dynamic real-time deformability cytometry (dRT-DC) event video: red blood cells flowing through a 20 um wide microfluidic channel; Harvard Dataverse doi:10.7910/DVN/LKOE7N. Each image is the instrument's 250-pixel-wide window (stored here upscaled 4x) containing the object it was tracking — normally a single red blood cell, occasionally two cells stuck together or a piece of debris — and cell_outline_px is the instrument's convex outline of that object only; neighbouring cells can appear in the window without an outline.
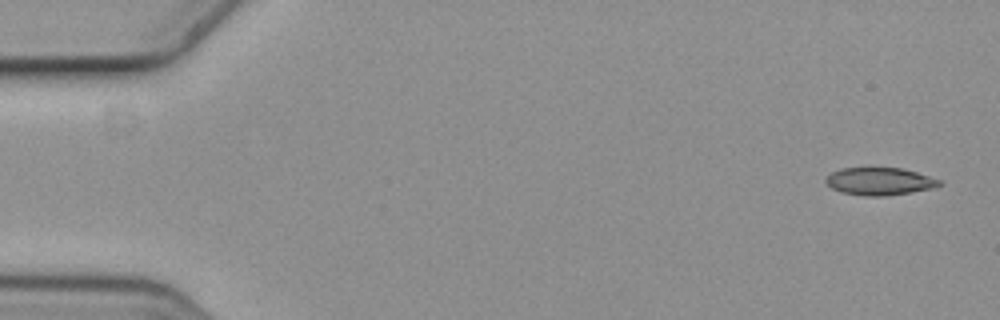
{"species": "common noctule bat (a hibernating species)", "species_latin": "Nyctalus noctula", "temperature_condition": "cold", "stored_images_in_passage": 15, "camera_frame_rate_fps": 3000, "um_per_image_px": 0.085, "animal": {"sex": "female", "body_mass_g": 19.3, "forearm_length_mm": 54.1}, "frame": {"image": 1, "passage_image": 1, "time_ms": 0.0, "image_size_px": [1000, 320], "cell_outline_px": [[944, 184], [936, 188], [912, 192], [884, 196], [864, 196], [840, 192], [832, 188], [824, 180], [832, 172], [840, 168], [900, 168], [916, 172], [940, 180]], "centroid_in_image_um": [74.79, 15.42], "position_along_channel_um": 10.2, "area_um2": 18.26}}
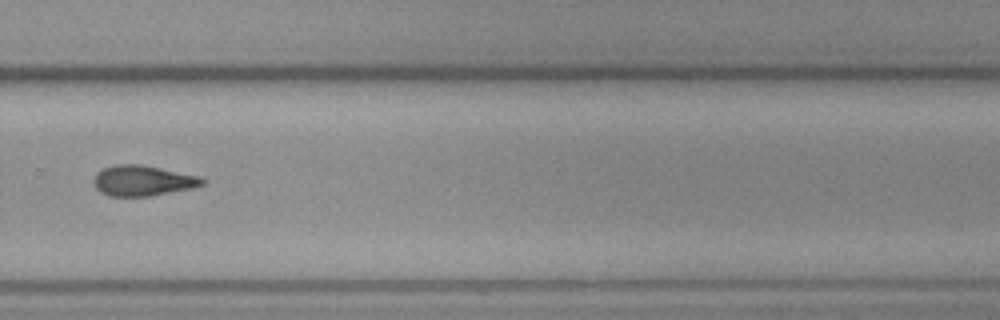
{"frame": {"image": 2, "passage_image": 11, "time_ms": 3.333, "image_size_px": [1000, 320], "cell_outline_px": [[204, 184], [192, 188], [148, 196], [108, 196], [100, 192], [96, 188], [92, 180], [96, 172], [104, 168], [116, 164], [140, 164], [200, 176], [204, 180]], "centroid_in_image_um": [12.09, 15.35], "position_along_channel_um": 317.7, "area_um2": 19.25}}
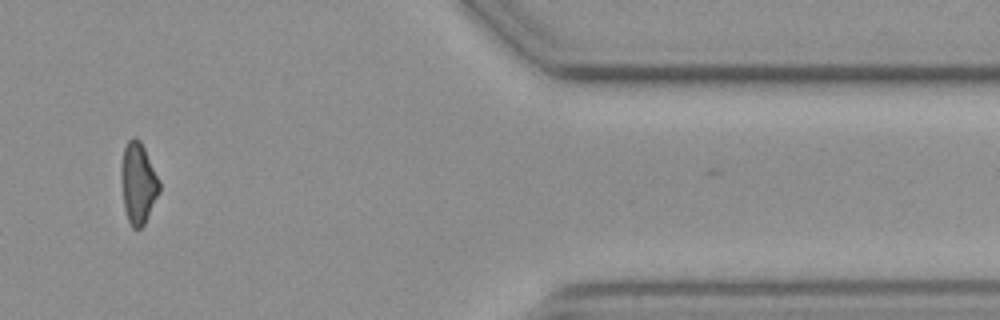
{"frame": {"image": 3, "passage_image": 13, "time_ms": 4.0, "image_size_px": [1000, 320], "cell_outline_px": [[160, 192], [144, 224], [140, 228], [132, 228], [128, 220], [124, 208], [120, 180], [120, 168], [124, 148], [128, 140], [132, 136], [136, 136], [140, 140], [160, 180]], "centroid_in_image_um": [11.73, 15.54], "position_along_channel_um": 399.7, "area_um2": 18.26}}